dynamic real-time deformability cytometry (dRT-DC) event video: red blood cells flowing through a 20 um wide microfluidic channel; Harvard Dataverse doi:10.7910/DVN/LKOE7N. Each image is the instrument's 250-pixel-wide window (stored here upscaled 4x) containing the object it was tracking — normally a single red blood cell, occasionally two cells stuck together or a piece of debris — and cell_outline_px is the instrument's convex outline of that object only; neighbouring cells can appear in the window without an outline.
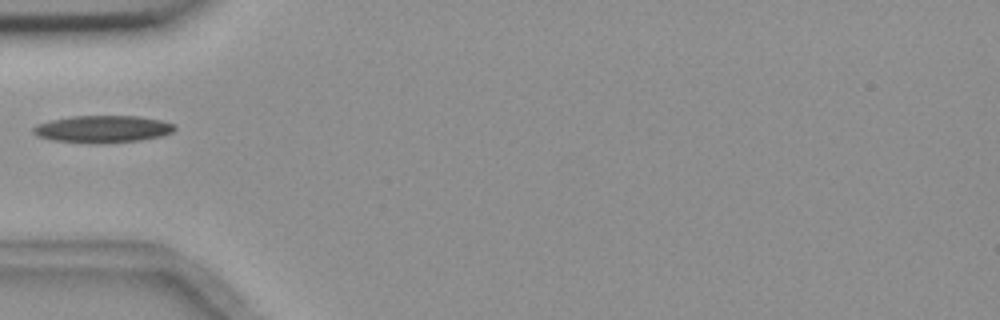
{"species": "common noctule bat (a hibernating species)", "species_latin": "Nyctalus noctula", "temperature_condition": "room temperature", "stored_images_in_passage": 1, "camera_frame_rate_fps": 3000, "um_per_image_px": 0.085, "animal": {"sex": "female", "body_mass_g": 18.4}, "frame": {"image": 1, "passage_image": 1, "time_ms": 0.0, "image_size_px": [1000, 320], "cell_outline_px": [[176, 128], [172, 132], [160, 136], [140, 140], [100, 144], [92, 144], [52, 140], [40, 136], [32, 132], [32, 128], [36, 124], [52, 120], [72, 116], [140, 116], [160, 120], [172, 124]], "centroid_in_image_um": [8.7, 10.97], "position_along_channel_um": 76.3, "area_um2": 22.37}}